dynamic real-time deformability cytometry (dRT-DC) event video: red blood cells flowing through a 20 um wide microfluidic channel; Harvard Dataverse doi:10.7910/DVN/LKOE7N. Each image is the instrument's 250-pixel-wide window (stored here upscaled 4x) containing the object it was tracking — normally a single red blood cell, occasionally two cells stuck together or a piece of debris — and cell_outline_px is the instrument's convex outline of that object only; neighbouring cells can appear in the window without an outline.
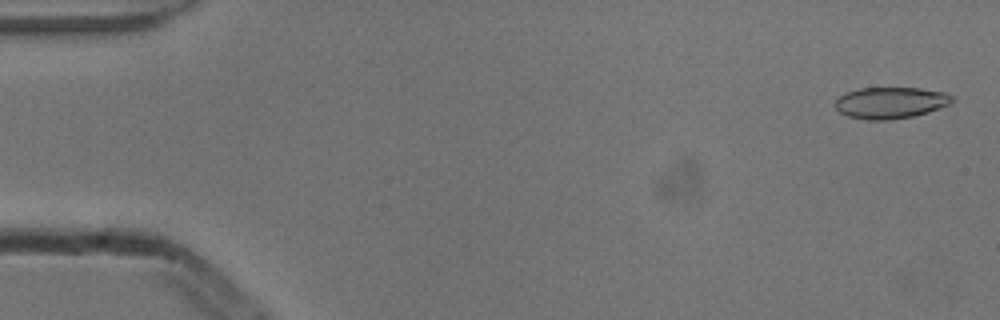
{"species": "common noctule bat (a hibernating species)", "species_latin": "Nyctalus noctula", "temperature_condition": "cold", "stored_images_in_passage": 5, "camera_frame_rate_fps": 3000, "um_per_image_px": 0.085, "animal": {"sex": "male", "body_mass_g": 13.3}, "frame": {"image": 1, "passage_image": 1, "time_ms": 0.0, "image_size_px": [1000, 320], "cell_outline_px": [[956, 100], [952, 104], [928, 112], [912, 116], [888, 120], [868, 120], [848, 116], [840, 112], [836, 108], [836, 100], [840, 96], [848, 92], [860, 88], [920, 88], [944, 92], [952, 96]], "centroid_in_image_um": [75.75, 8.73], "position_along_channel_um": 9.3, "area_um2": 21.39}}
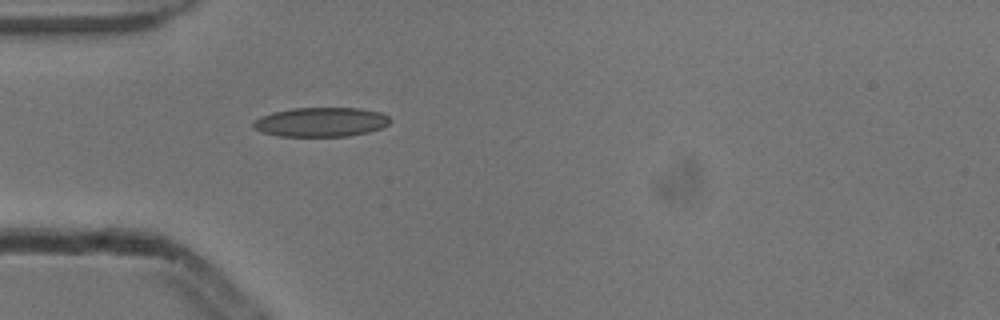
{"frame": {"image": 2, "passage_image": 5, "time_ms": 1.333, "image_size_px": [1000, 320], "cell_outline_px": [[392, 120], [388, 124], [380, 128], [368, 132], [348, 136], [280, 136], [264, 132], [252, 128], [252, 124], [260, 116], [272, 112], [292, 108], [360, 108], [380, 112], [388, 116]], "centroid_in_image_um": [27.28, 10.37], "position_along_channel_um": 57.7, "area_um2": 23.35}}